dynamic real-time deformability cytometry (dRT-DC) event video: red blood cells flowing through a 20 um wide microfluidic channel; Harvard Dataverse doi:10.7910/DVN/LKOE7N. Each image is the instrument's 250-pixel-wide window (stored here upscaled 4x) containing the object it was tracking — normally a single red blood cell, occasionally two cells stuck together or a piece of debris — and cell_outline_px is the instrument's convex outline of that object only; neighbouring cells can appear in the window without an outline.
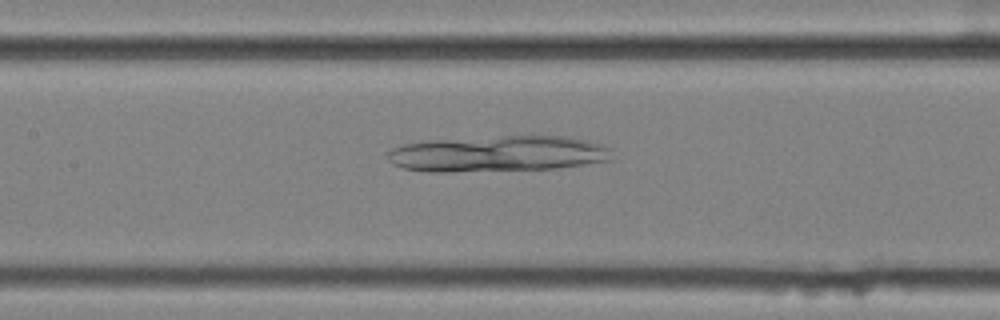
{"species": "common noctule bat (a hibernating species)", "species_latin": "Nyctalus noctula", "temperature_condition": "cold", "stored_images_in_passage": 54, "camera_frame_rate_fps": 3000, "um_per_image_px": 0.085, "animal": {"sex": "female", "body_mass_g": 25.1}, "frame": {"image": 1, "passage_image": 25, "time_ms": 8.0, "image_size_px": [1000, 320], "cell_outline_px": [[612, 160], [560, 168], [448, 172], [428, 172], [404, 168], [392, 164], [388, 160], [388, 152], [392, 148], [404, 144], [432, 140], [504, 136], [572, 136], [604, 144], [612, 148]], "centroid_in_image_um": [42.39, 13.07], "position_along_channel_um": 165.0, "area_um2": 47.45}}
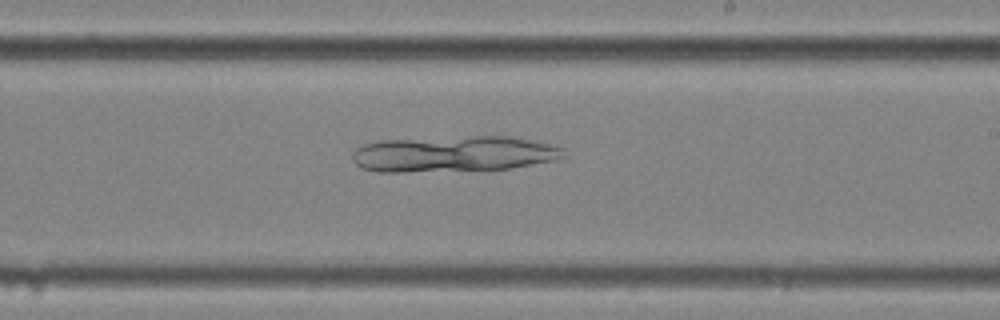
{"frame": {"image": 2, "passage_image": 32, "time_ms": 10.333, "image_size_px": [1000, 320], "cell_outline_px": [[568, 156], [552, 160], [508, 168], [404, 172], [376, 172], [360, 168], [352, 160], [352, 152], [356, 148], [364, 144], [380, 140], [472, 136], [512, 136], [536, 140], [556, 144], [564, 148]], "centroid_in_image_um": [38.57, 13.07], "position_along_channel_um": 250.4, "area_um2": 44.56}}
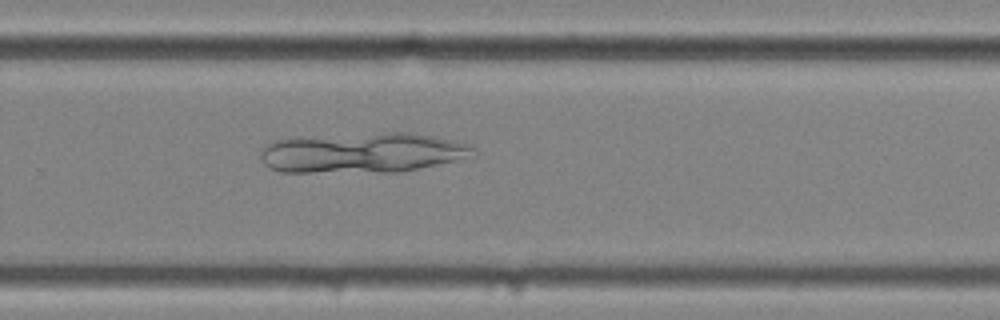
{"frame": {"image": 3, "passage_image": 36, "time_ms": 11.667, "image_size_px": [1000, 320], "cell_outline_px": [[476, 156], [396, 172], [280, 172], [264, 164], [260, 156], [260, 152], [268, 144], [276, 140], [384, 132], [408, 132], [456, 140], [472, 144], [476, 148]], "centroid_in_image_um": [30.9, 12.99], "position_along_channel_um": 298.9, "area_um2": 49.42}}